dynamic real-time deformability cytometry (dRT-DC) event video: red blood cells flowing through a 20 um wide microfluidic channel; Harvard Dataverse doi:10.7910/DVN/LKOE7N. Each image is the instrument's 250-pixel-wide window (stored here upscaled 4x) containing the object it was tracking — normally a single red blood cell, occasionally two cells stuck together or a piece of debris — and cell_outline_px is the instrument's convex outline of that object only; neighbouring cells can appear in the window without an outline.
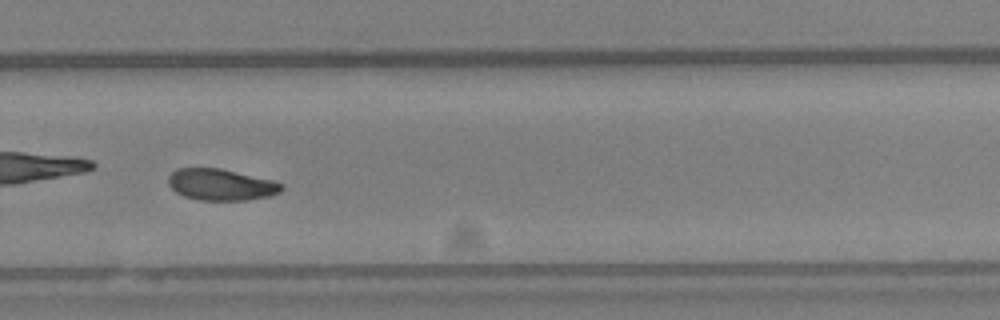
{"species": "Egyptian fruit bat (a non-hibernating species)", "species_latin": "Rousettus aegyptiacus", "temperature_condition": "warm", "stored_images_in_passage": 41, "camera_frame_rate_fps": 3000, "um_per_image_px": 0.085, "animal": {"sex": "female"}, "frame": {"image": 1, "passage_image": 30, "time_ms": 9.667, "image_size_px": [1000, 320], "cell_outline_px": [[284, 188], [280, 192], [268, 196], [244, 200], [200, 200], [184, 196], [176, 192], [168, 184], [168, 176], [176, 168], [220, 168], [272, 180], [284, 184]], "centroid_in_image_um": [18.77, 15.69], "position_along_channel_um": 311.0, "area_um2": 20.69}}